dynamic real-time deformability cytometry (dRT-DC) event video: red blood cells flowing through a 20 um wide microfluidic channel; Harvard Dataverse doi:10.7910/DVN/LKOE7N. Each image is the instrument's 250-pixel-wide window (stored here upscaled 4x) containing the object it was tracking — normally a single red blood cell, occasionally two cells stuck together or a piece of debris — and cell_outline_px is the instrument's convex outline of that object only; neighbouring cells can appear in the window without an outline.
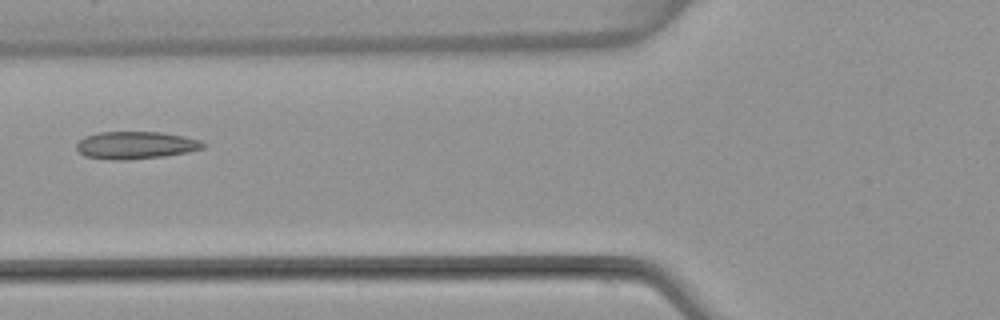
{"species": "common noctule bat (a hibernating species)", "species_latin": "Nyctalus noctula", "temperature_condition": "warm", "stored_images_in_passage": 5, "camera_frame_rate_fps": 3000, "um_per_image_px": 0.085, "animal": {"sex": "female", "body_mass_g": 22.7, "forearm_length_mm": 54.2}, "frame": {"image": 1, "passage_image": 5, "time_ms": 5.667, "image_size_px": [1000, 320], "cell_outline_px": [[208, 144], [204, 148], [188, 152], [164, 156], [128, 160], [112, 160], [84, 156], [76, 148], [76, 144], [84, 136], [100, 132], [160, 132], [184, 136], [200, 140]], "centroid_in_image_um": [11.55, 12.34], "position_along_channel_um": 114.2, "area_um2": 20.4}}